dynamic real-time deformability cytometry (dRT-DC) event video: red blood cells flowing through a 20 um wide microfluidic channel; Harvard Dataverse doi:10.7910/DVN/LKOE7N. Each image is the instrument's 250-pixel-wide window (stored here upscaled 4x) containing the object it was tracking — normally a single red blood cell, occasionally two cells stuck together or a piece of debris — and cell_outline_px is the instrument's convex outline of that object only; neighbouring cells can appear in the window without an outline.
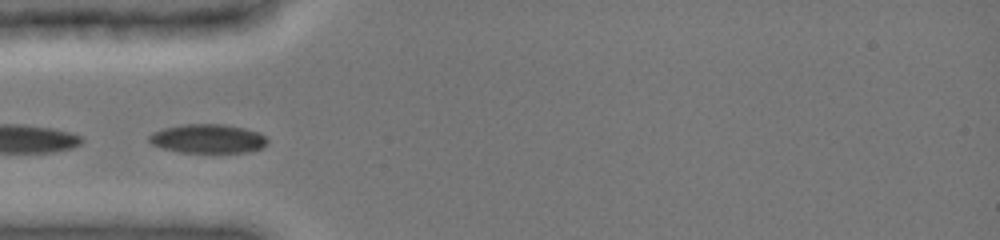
{"species": "common noctule bat (a hibernating species)", "species_latin": "Nyctalus noctula", "temperature_condition": "cold", "stored_images_in_passage": 24, "camera_frame_rate_fps": 3000, "um_per_image_px": 0.085, "animal": {"sex": "female", "body_mass_g": 19.0, "forearm_length_mm": 51.5}, "frame": {"image": 1, "passage_image": 1, "time_ms": 0.0, "image_size_px": [1000, 240], "cell_outline_px": [[268, 144], [264, 148], [248, 152], [180, 152], [164, 148], [152, 144], [148, 140], [148, 136], [152, 132], [164, 128], [184, 124], [224, 124], [244, 128], [256, 132], [264, 136], [268, 140]], "centroid_in_image_um": [17.68, 11.79], "position_along_channel_um": 67.3, "area_um2": 19.94}}